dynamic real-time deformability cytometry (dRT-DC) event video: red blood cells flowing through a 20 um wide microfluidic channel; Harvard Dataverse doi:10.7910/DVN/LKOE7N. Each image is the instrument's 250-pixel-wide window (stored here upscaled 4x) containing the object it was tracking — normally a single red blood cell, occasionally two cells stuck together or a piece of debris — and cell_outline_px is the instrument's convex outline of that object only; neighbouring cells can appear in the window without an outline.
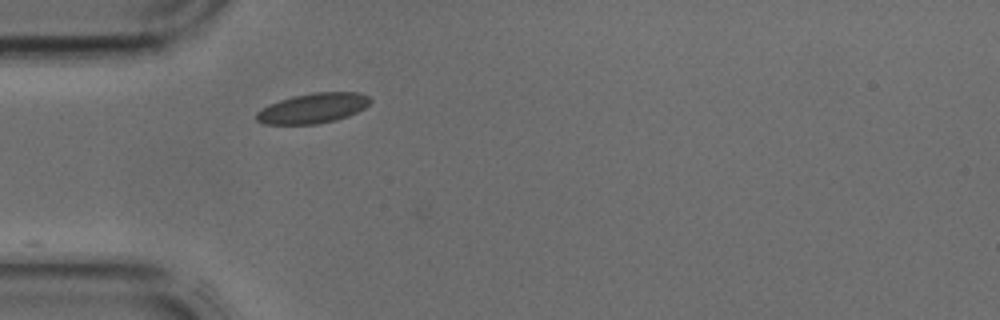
{"species": "common noctule bat (a hibernating species)", "species_latin": "Nyctalus noctula", "temperature_condition": "cold", "stored_images_in_passage": 2, "camera_frame_rate_fps": 3000, "um_per_image_px": 0.085, "animal": {"sex": "male", "body_mass_g": 17.9, "forearm_length_mm": 54.2}, "frame": {"image": 1, "passage_image": 1, "time_ms": 0.0, "image_size_px": [1000, 320], "cell_outline_px": [[372, 100], [364, 108], [348, 116], [336, 120], [316, 124], [264, 124], [256, 120], [256, 112], [268, 104], [292, 96], [312, 92], [360, 92], [368, 96]], "centroid_in_image_um": [26.59, 9.19], "position_along_channel_um": 58.4, "area_um2": 20.0}}